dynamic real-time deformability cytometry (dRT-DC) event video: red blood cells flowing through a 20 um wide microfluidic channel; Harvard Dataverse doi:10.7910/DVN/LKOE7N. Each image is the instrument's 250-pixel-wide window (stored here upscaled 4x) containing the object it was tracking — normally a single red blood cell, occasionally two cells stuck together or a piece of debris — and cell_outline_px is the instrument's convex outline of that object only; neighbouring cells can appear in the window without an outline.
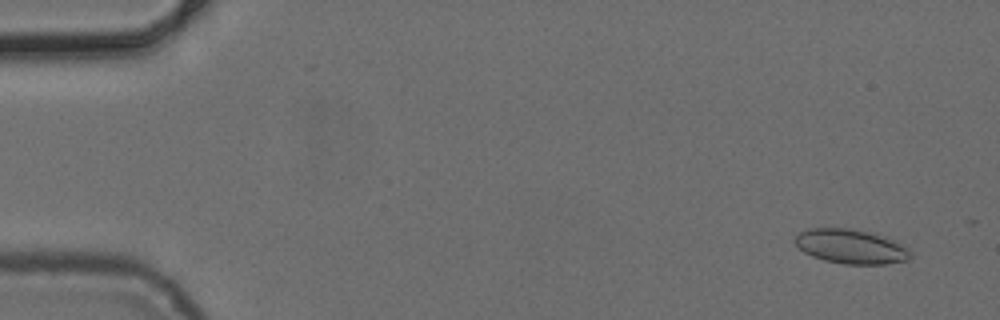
{"species": "common noctule bat (a hibernating species)", "species_latin": "Nyctalus noctula", "temperature_condition": "cold", "stored_images_in_passage": 6, "camera_frame_rate_fps": 3000, "um_per_image_px": 0.085, "animal": {"sex": "female", "body_mass_g": 24.6, "forearm_length_mm": 56.2}, "frame": {"image": 1, "passage_image": 1, "time_ms": 0.0, "image_size_px": [1000, 320], "cell_outline_px": [[912, 256], [908, 260], [884, 264], [844, 264], [824, 260], [812, 256], [804, 252], [792, 240], [800, 232], [808, 228], [848, 228], [876, 232], [896, 240]], "centroid_in_image_um": [72.31, 20.93], "position_along_channel_um": 12.7, "area_um2": 23.29}}